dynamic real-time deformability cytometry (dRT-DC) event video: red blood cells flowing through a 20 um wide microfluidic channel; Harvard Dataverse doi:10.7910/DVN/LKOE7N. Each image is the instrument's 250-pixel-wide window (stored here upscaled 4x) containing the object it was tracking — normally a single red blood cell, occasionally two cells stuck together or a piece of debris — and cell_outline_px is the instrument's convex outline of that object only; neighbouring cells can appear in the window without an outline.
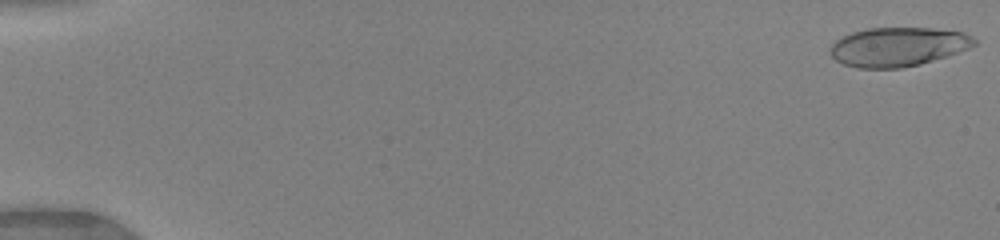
{"species": "human", "species_latin": "Homo sapiens", "temperature_condition": "warm", "stored_images_in_passage": 50, "camera_frame_rate_fps": 3000, "um_per_image_px": 0.085, "donor": {"sex": "female"}, "frame": {"image": 1, "passage_image": 1, "time_ms": 0.0, "image_size_px": [1000, 240], "cell_outline_px": [[976, 44], [968, 48], [920, 64], [900, 68], [856, 68], [844, 64], [836, 60], [828, 52], [828, 48], [836, 40], [852, 32], [868, 28], [932, 28], [964, 32], [972, 36], [976, 40]], "centroid_in_image_um": [76.29, 3.97], "position_along_channel_um": 8.7, "area_um2": 32.66}}
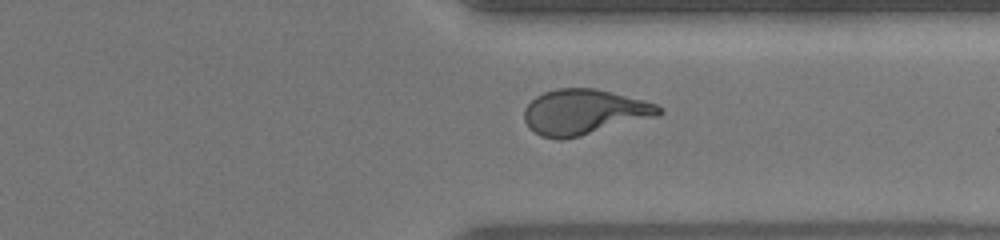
{"frame": {"image": 2, "passage_image": 39, "time_ms": 12.667, "image_size_px": [1000, 240], "cell_outline_px": [[664, 112], [660, 116], [580, 136], [560, 140], [556, 140], [540, 136], [528, 128], [524, 120], [524, 108], [536, 96], [544, 92], [556, 88], [596, 88], [644, 100], [656, 104]], "centroid_in_image_um": [49.64, 9.53], "position_along_channel_um": 361.8, "area_um2": 35.89}}
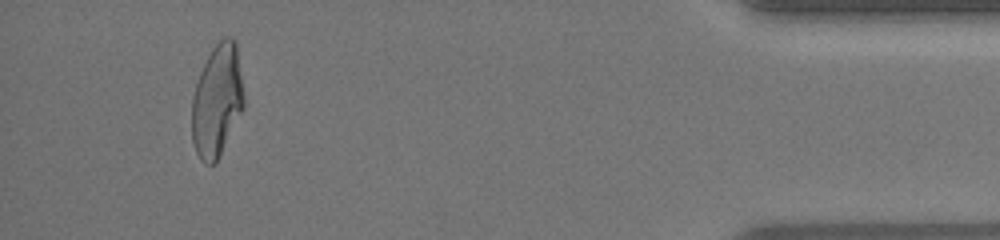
{"frame": {"image": 3, "passage_image": 47, "time_ms": 15.333, "image_size_px": [1000, 240], "cell_outline_px": [[244, 108], [216, 164], [204, 164], [200, 160], [196, 152], [192, 140], [192, 96], [200, 72], [212, 48], [224, 36], [228, 36], [236, 40], [244, 92]], "centroid_in_image_um": [18.46, 8.57], "position_along_channel_um": 416.7, "area_um2": 34.39}, "authors_computed_cell_mechanics": {"area_um2": 34.7089, "velocity_mm_per_s": 4.1258, "shape_relaxation_time_tau1_ms": 5.1358, "shape_relaxation_time_tau2_ms": 0.998, "deformation_change_tau1": 0.2393, "deformation_change_tau2": 0.1046}}